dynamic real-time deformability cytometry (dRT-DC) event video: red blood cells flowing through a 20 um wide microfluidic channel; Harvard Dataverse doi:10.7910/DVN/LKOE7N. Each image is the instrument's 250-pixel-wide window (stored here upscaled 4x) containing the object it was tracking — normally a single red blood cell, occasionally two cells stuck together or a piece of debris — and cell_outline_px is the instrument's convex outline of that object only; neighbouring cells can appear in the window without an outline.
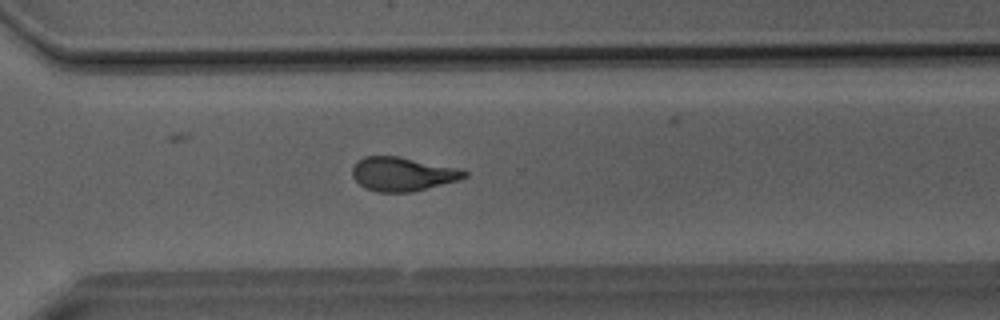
{"species": "Egyptian fruit bat (a non-hibernating species)", "species_latin": "Rousettus aegyptiacus", "temperature_condition": "room temperature", "stored_images_in_passage": 40, "camera_frame_rate_fps": 3000, "um_per_image_px": 0.085, "animal": {"sex": "male"}, "frame": {"image": 1, "passage_image": 28, "time_ms": 9.0, "image_size_px": [1000, 320], "cell_outline_px": [[468, 176], [456, 180], [412, 192], [376, 192], [364, 188], [352, 176], [352, 168], [356, 160], [364, 156], [400, 156], [460, 168], [468, 172]], "centroid_in_image_um": [34.19, 14.78], "position_along_channel_um": 336.4, "area_um2": 22.25}}